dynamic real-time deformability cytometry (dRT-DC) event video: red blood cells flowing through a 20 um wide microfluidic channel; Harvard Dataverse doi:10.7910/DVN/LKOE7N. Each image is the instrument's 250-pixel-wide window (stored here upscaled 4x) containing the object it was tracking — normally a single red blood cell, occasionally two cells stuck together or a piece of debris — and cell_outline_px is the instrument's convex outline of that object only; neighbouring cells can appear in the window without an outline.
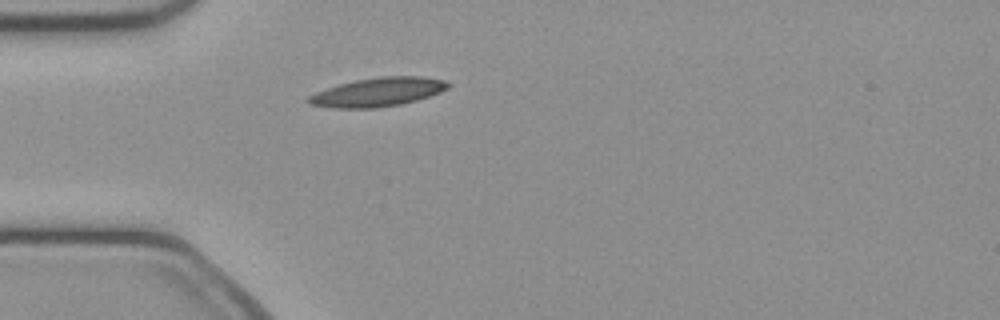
{"species": "common noctule bat (a hibernating species)", "species_latin": "Nyctalus noctula", "temperature_condition": "cold", "stored_images_in_passage": 37, "camera_frame_rate_fps": 3000, "um_per_image_px": 0.085, "animal": {"sex": "female", "body_mass_g": 21.9}, "frame": {"image": 1, "passage_image": 1, "time_ms": 0.0, "image_size_px": [1000, 320], "cell_outline_px": [[452, 84], [448, 88], [440, 92], [416, 100], [400, 104], [376, 108], [332, 108], [308, 104], [304, 100], [308, 96], [316, 92], [340, 84], [356, 80], [380, 76], [420, 76], [444, 80]], "centroid_in_image_um": [32.09, 7.83], "position_along_channel_um": 52.9, "area_um2": 23.41}}
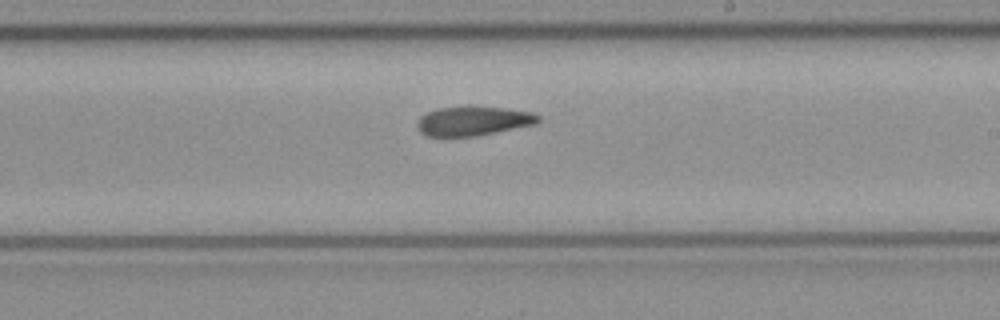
{"frame": {"image": 2, "passage_image": 16, "time_ms": 5.0, "image_size_px": [1000, 320], "cell_outline_px": [[540, 120], [536, 124], [476, 136], [428, 136], [420, 132], [416, 128], [416, 120], [420, 116], [436, 108], [468, 104], [504, 108], [532, 112], [540, 116]], "centroid_in_image_um": [40.18, 10.25], "position_along_channel_um": 248.8, "area_um2": 21.27}}
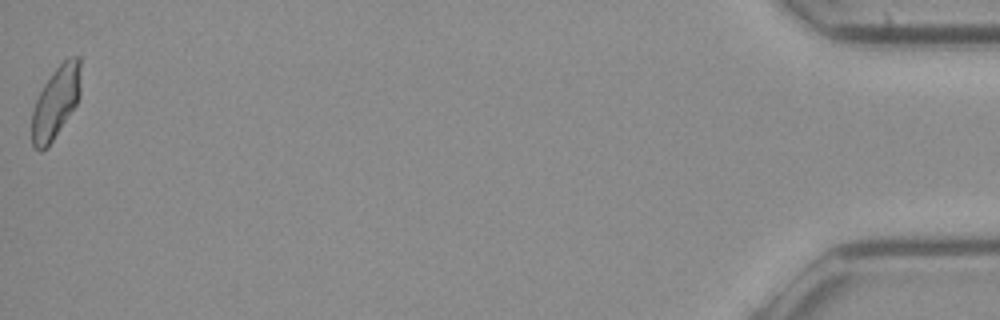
{"frame": {"image": 3, "passage_image": 37, "time_ms": 12.0, "image_size_px": [1000, 320], "cell_outline_px": [[80, 96], [76, 104], [48, 148], [40, 152], [32, 148], [32, 112], [36, 100], [44, 84], [52, 72], [68, 56], [80, 56]], "centroid_in_image_um": [4.73, 8.71], "position_along_channel_um": 430.5, "area_um2": 20.58}, "authors_computed_cell_mechanics": {"area_um2": 20.9814, "velocity_mm_per_s": 4.0661, "shape_relaxation_time_tau1_ms": 10.4202, "shape_relaxation_time_tau2_ms": 4.8113, "deformation_change_tau1": 0.2049, "deformation_change_tau2": 0.1252}}